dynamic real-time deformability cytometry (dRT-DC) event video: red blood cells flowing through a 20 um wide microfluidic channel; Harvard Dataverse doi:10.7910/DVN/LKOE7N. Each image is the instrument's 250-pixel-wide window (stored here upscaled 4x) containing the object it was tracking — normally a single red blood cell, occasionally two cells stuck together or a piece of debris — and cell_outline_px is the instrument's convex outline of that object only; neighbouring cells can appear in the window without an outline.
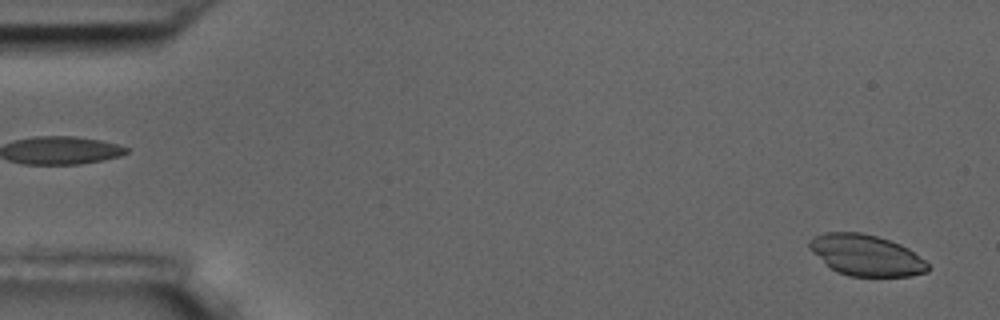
{"species": "common noctule bat (a hibernating species)", "species_latin": "Nyctalus noctula", "temperature_condition": "room temperature", "stored_images_in_passage": 3, "camera_frame_rate_fps": 3000, "um_per_image_px": 0.085, "animal": {"sex": "male", "body_mass_g": 17.5, "forearm_length_mm": 52.3}, "frame": {"image": 1, "passage_image": 3, "time_ms": 2.333, "image_size_px": [1000, 320], "cell_outline_px": [[928, 272], [912, 276], [848, 276], [836, 272], [812, 252], [808, 248], [808, 240], [824, 232], [860, 232], [876, 236], [900, 244], [908, 248], [924, 260], [928, 264]], "centroid_in_image_um": [73.6, 21.7], "position_along_channel_um": 11.4, "area_um2": 28.26}}